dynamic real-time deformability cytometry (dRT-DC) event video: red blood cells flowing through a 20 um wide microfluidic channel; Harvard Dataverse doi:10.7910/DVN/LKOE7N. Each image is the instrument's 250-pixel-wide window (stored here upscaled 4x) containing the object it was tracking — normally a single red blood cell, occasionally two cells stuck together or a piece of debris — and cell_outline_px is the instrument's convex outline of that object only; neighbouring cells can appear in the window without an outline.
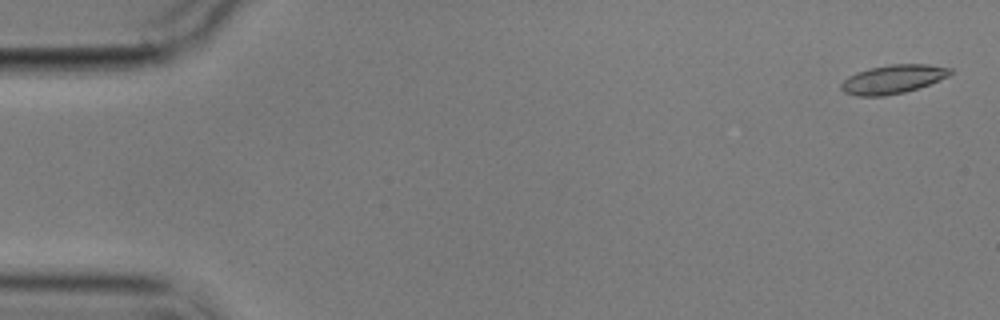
{"species": "common noctule bat (a hibernating species)", "species_latin": "Nyctalus noctula", "temperature_condition": "cold", "stored_images_in_passage": 5, "camera_frame_rate_fps": 3000, "um_per_image_px": 0.085, "animal": {"sex": "male", "body_mass_g": 17.9}, "frame": {"image": 1, "passage_image": 1, "time_ms": 0.0, "image_size_px": [1000, 320], "cell_outline_px": [[952, 72], [948, 76], [940, 80], [904, 92], [884, 96], [856, 96], [844, 92], [840, 88], [840, 84], [848, 76], [856, 72], [868, 68], [892, 64], [928, 64], [952, 68]], "centroid_in_image_um": [75.87, 6.73], "position_along_channel_um": 9.1, "area_um2": 18.26}}
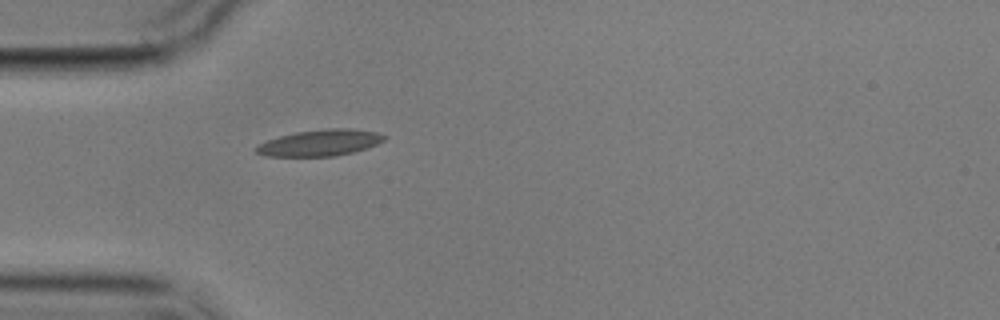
{"frame": {"image": 2, "passage_image": 5, "time_ms": 5.0, "image_size_px": [1000, 320], "cell_outline_px": [[388, 136], [384, 140], [368, 148], [352, 152], [332, 156], [264, 156], [256, 152], [256, 148], [260, 144], [268, 140], [280, 136], [296, 132], [328, 128], [348, 128], [376, 132]], "centroid_in_image_um": [27.23, 12.13], "position_along_channel_um": 57.8, "area_um2": 19.42}}